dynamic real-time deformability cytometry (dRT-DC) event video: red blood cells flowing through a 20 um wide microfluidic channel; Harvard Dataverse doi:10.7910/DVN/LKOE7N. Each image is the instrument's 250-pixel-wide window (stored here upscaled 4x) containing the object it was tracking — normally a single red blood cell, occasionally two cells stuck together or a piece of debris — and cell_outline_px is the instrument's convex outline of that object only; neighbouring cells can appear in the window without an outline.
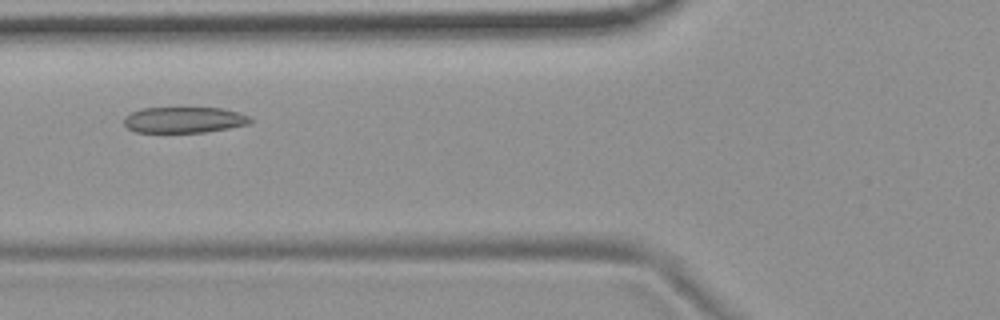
{"species": "common noctule bat (a hibernating species)", "species_latin": "Nyctalus noctula", "temperature_condition": "room temperature", "stored_images_in_passage": 8, "camera_frame_rate_fps": 3000, "um_per_image_px": 0.085, "animal": {"sex": "female", "body_mass_g": 19.9}, "frame": {"image": 1, "passage_image": 5, "time_ms": 4.667, "image_size_px": [1000, 320], "cell_outline_px": [[252, 120], [248, 124], [228, 128], [204, 132], [136, 132], [128, 128], [124, 124], [124, 116], [140, 108], [220, 108], [240, 112], [248, 116]], "centroid_in_image_um": [15.62, 10.18], "position_along_channel_um": 110.2, "area_um2": 19.02}}
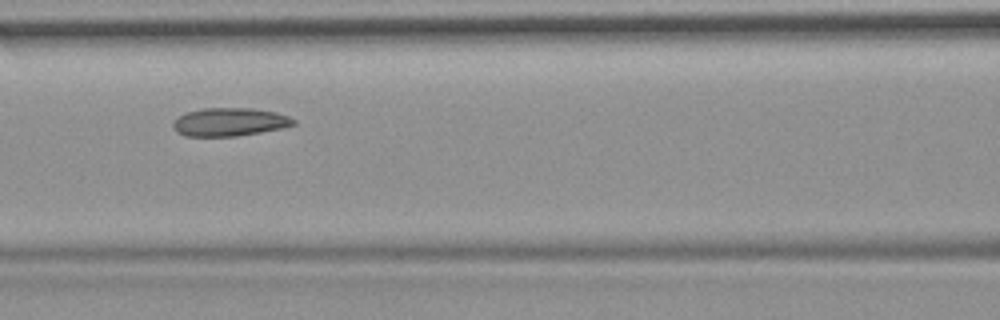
{"frame": {"image": 2, "passage_image": 6, "time_ms": 5.667, "image_size_px": [1000, 320], "cell_outline_px": [[296, 124], [284, 128], [236, 136], [184, 136], [176, 132], [172, 128], [172, 124], [180, 116], [188, 112], [200, 108], [252, 108], [276, 112], [288, 116], [296, 120]], "centroid_in_image_um": [19.53, 10.37], "position_along_channel_um": 147.1, "area_um2": 19.88}}